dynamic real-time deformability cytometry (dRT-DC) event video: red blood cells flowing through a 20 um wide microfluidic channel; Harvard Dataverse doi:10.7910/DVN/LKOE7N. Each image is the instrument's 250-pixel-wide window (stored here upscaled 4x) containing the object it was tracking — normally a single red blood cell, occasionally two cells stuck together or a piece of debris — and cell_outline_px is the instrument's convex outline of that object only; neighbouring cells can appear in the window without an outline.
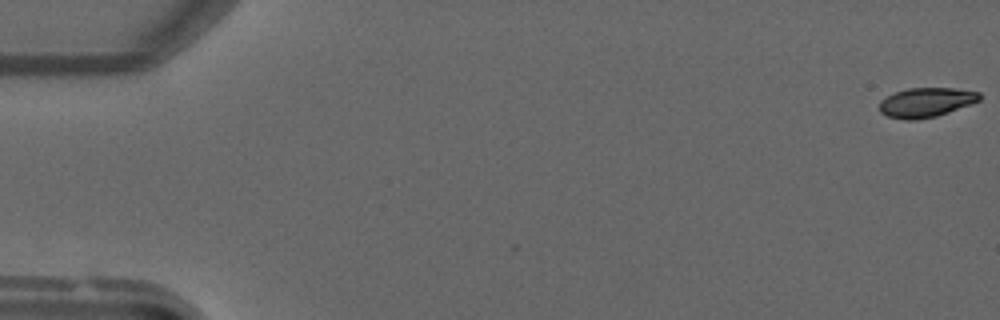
{"species": "common noctule bat (a hibernating species)", "species_latin": "Nyctalus noctula", "temperature_condition": "warm", "stored_images_in_passage": 51, "camera_frame_rate_fps": 3000, "um_per_image_px": 0.085, "animal": {"sex": "male", "forearm_length_mm": 52.5}, "frame": {"image": 1, "passage_image": 1, "time_ms": 0.0, "image_size_px": [1000, 320], "cell_outline_px": [[980, 100], [948, 112], [936, 116], [916, 120], [904, 120], [888, 116], [880, 112], [880, 100], [896, 92], [908, 88], [956, 88], [980, 92]], "centroid_in_image_um": [78.71, 8.7], "position_along_channel_um": 6.3, "area_um2": 17.05}}
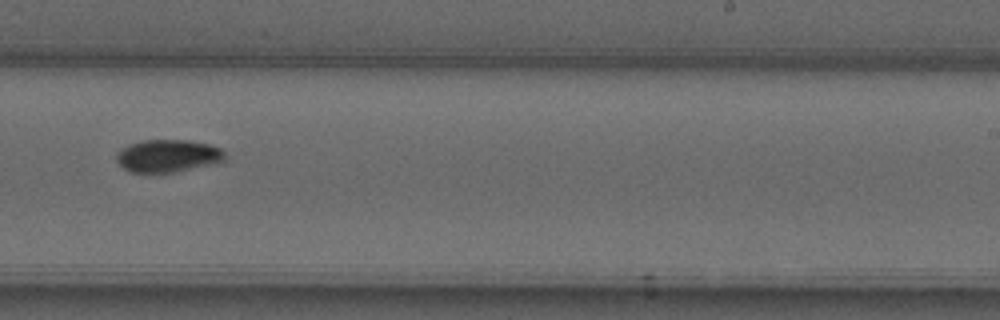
{"frame": {"image": 2, "passage_image": 32, "time_ms": 10.333, "image_size_px": [1000, 320], "cell_outline_px": [[224, 160], [216, 164], [176, 172], [128, 172], [116, 160], [116, 152], [120, 148], [128, 144], [140, 140], [188, 140], [208, 144], [220, 148], [224, 152]], "centroid_in_image_um": [14.24, 13.24], "position_along_channel_um": 274.8, "area_um2": 20.81}}
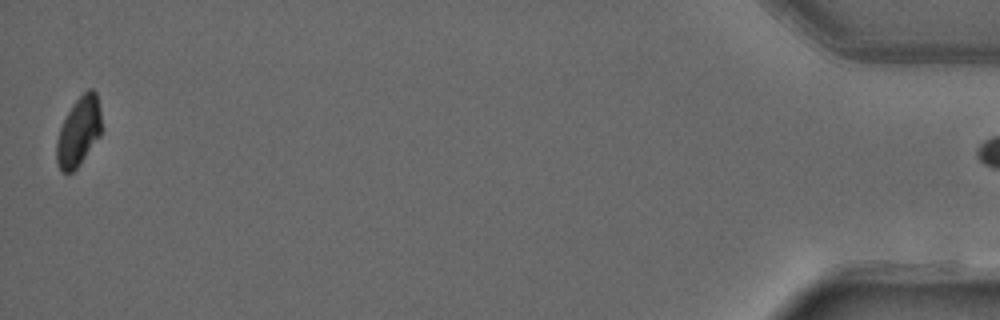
{"frame": {"image": 3, "passage_image": 50, "time_ms": 16.333, "image_size_px": [1000, 320], "cell_outline_px": [[100, 136], [76, 168], [72, 172], [64, 172], [60, 168], [56, 160], [56, 140], [60, 128], [72, 104], [88, 88], [92, 88], [96, 92], [100, 112]], "centroid_in_image_um": [6.67, 11.16], "position_along_channel_um": 428.5, "area_um2": 17.74}}